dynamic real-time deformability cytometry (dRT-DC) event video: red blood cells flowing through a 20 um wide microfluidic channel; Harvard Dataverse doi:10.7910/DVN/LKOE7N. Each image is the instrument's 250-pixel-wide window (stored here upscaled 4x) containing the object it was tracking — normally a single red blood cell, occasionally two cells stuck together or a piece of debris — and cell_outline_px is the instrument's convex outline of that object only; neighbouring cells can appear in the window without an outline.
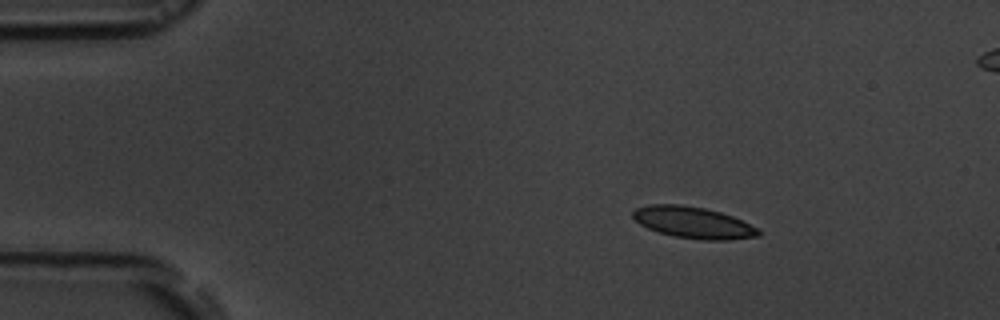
{"species": "common noctule bat (a hibernating species)", "species_latin": "Nyctalus noctula", "temperature_condition": "room temperature", "stored_images_in_passage": 49, "segment_of_instrument_passage": [1, 2], "camera_frame_rate_fps": 3000, "um_per_image_px": 0.085, "animal": {"sex": "male", "body_mass_g": 19.5, "forearm_length_mm": 54.6}, "frame": {"image": 1, "passage_image": 1, "time_ms": 0.0, "image_size_px": [1000, 320], "cell_outline_px": [[760, 236], [728, 240], [704, 240], [676, 236], [660, 232], [648, 228], [640, 224], [632, 216], [632, 212], [636, 208], [652, 204], [680, 204], [704, 208], [720, 212], [732, 216], [760, 228]], "centroid_in_image_um": [58.96, 18.91], "position_along_channel_um": 26.0, "area_um2": 22.95}}
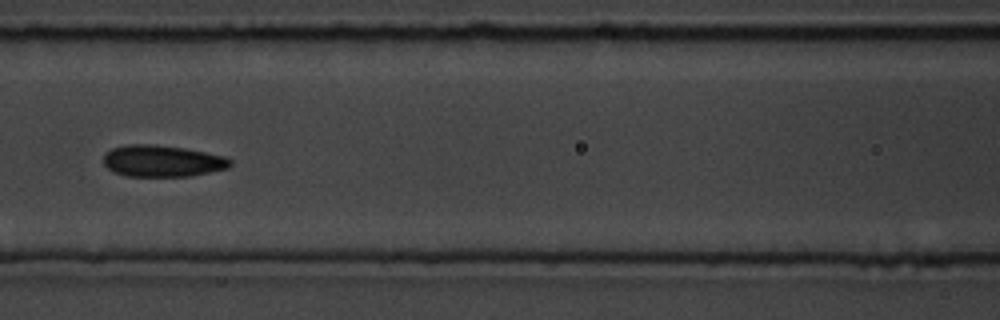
{"frame": {"image": 2, "passage_image": 17, "time_ms": 5.333, "image_size_px": [1000, 320], "cell_outline_px": [[232, 164], [228, 168], [192, 176], [124, 176], [112, 172], [104, 164], [104, 152], [112, 148], [128, 144], [156, 144], [184, 148], [228, 156], [232, 160]], "centroid_in_image_um": [13.81, 13.68], "position_along_channel_um": 152.8, "area_um2": 23.7}}
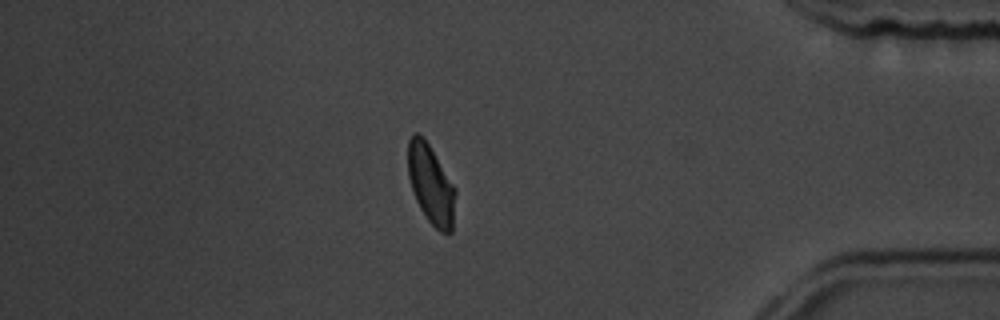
{"frame": {"image": 3, "passage_image": 40, "time_ms": 13.0, "image_size_px": [1000, 320], "cell_outline_px": [[456, 192], [452, 232], [440, 232], [428, 220], [420, 208], [412, 192], [408, 176], [408, 140], [412, 132], [416, 132], [428, 144], [456, 188]], "centroid_in_image_um": [36.62, 15.68], "position_along_channel_um": 398.6, "area_um2": 21.79}}